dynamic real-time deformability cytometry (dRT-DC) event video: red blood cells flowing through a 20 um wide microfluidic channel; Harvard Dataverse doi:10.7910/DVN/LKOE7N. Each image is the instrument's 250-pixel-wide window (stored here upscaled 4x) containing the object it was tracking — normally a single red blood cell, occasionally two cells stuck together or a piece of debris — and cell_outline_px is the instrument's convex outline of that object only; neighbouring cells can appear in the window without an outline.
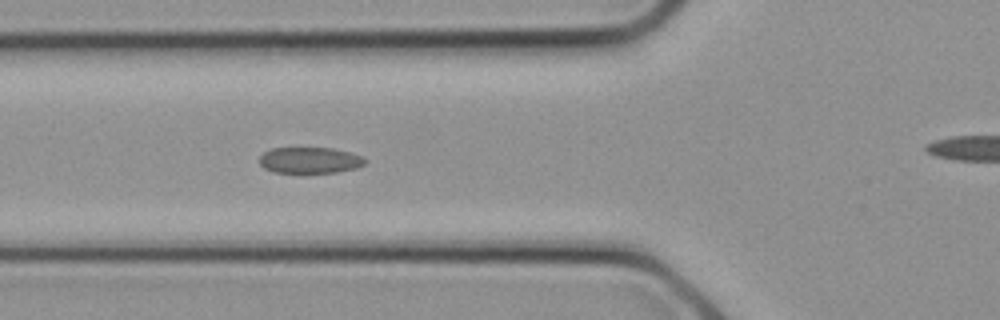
{"species": "common noctule bat (a hibernating species)", "species_latin": "Nyctalus noctula", "temperature_condition": "cold", "stored_images_in_passage": 11, "segment_of_instrument_passage": [1, 2], "camera_frame_rate_fps": 3000, "um_per_image_px": 0.085, "animal": {"sex": "female", "body_mass_g": 21.9}, "frame": {"image": 1, "passage_image": 10, "time_ms": 3.0, "image_size_px": [1000, 320], "cell_outline_px": [[368, 160], [364, 164], [356, 168], [336, 172], [272, 172], [264, 168], [260, 164], [260, 156], [264, 152], [272, 148], [332, 148], [348, 152], [360, 156]], "centroid_in_image_um": [26.32, 13.62], "position_along_channel_um": 99.5, "area_um2": 15.9}}